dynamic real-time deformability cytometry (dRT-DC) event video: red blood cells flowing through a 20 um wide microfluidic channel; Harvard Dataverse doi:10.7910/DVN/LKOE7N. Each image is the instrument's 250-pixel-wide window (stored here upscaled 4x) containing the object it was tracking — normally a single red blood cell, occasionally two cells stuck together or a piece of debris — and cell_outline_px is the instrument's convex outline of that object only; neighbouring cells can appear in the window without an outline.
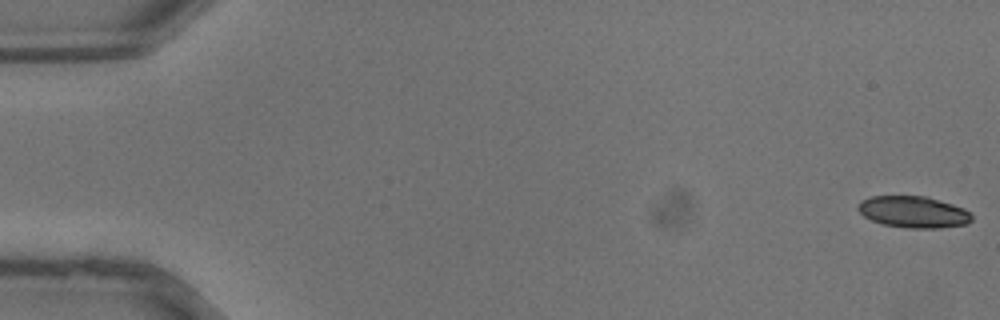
{"species": "common noctule bat (a hibernating species)", "species_latin": "Nyctalus noctula", "temperature_condition": "warm", "stored_images_in_passage": 7, "camera_frame_rate_fps": 3000, "um_per_image_px": 0.085, "animal": {"sex": "male", "body_mass_g": 13.3}, "frame": {"image": 1, "passage_image": 1, "time_ms": 0.0, "image_size_px": [1000, 320], "cell_outline_px": [[972, 220], [968, 224], [940, 228], [904, 228], [880, 224], [864, 216], [856, 208], [860, 200], [872, 196], [928, 196], [964, 208], [972, 216]], "centroid_in_image_um": [77.62, 18.02], "position_along_channel_um": 7.4, "area_um2": 21.15}}